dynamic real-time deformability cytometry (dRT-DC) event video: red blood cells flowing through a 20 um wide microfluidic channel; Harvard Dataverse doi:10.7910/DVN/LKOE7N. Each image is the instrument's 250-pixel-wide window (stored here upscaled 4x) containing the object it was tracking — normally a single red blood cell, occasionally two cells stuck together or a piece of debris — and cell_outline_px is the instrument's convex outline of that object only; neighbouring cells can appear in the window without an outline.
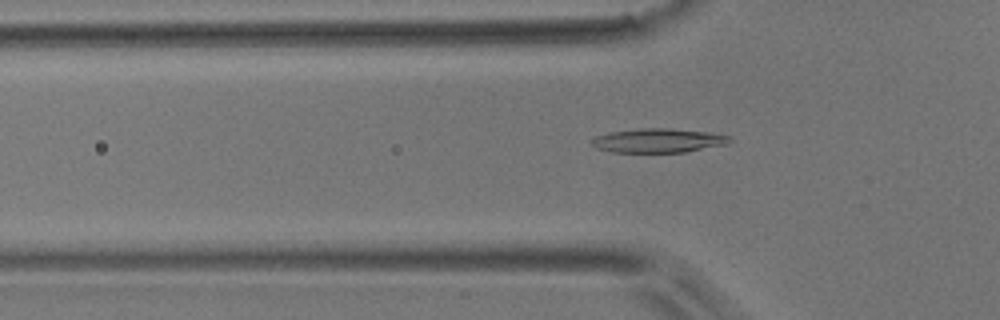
{"species": "common noctule bat (a hibernating species)", "species_latin": "Nyctalus noctula", "temperature_condition": "room temperature", "stored_images_in_passage": 53, "camera_frame_rate_fps": 3000, "um_per_image_px": 0.085, "animal": {"sex": "male", "body_mass_g": 17.9}, "frame": {"image": 1, "passage_image": 16, "time_ms": 5.0, "image_size_px": [1000, 320], "cell_outline_px": [[732, 140], [728, 144], [684, 152], [612, 152], [596, 148], [592, 144], [592, 140], [596, 136], [612, 132], [640, 128], [664, 128], [704, 132], [732, 136]], "centroid_in_image_um": [55.97, 11.95], "position_along_channel_um": 69.8, "area_um2": 19.13}}
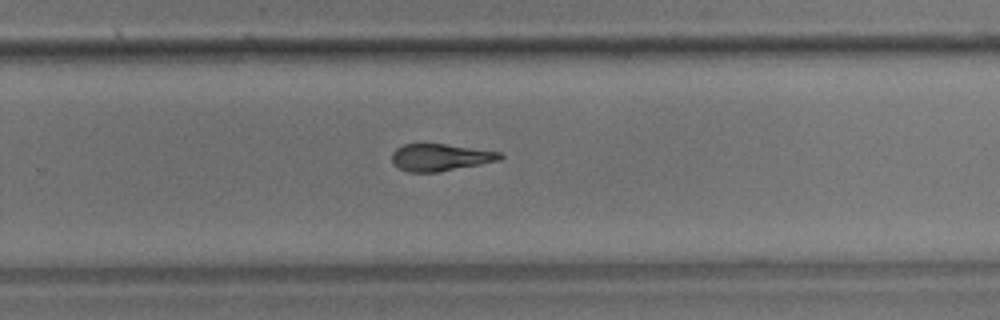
{"frame": {"image": 2, "passage_image": 34, "time_ms": 11.0, "image_size_px": [1000, 320], "cell_outline_px": [[504, 156], [500, 160], [440, 172], [408, 172], [392, 164], [392, 152], [396, 148], [404, 144], [444, 144], [504, 152]], "centroid_in_image_um": [37.44, 13.38], "position_along_channel_um": 292.4, "area_um2": 17.17}}
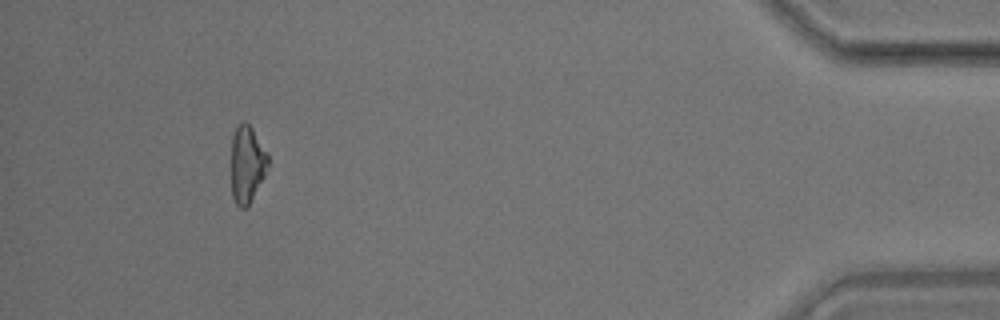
{"frame": {"image": 3, "passage_image": 49, "time_ms": 16.0, "image_size_px": [1000, 320], "cell_outline_px": [[268, 164], [264, 176], [248, 204], [244, 208], [240, 208], [236, 204], [232, 196], [232, 136], [236, 124], [240, 120], [248, 120], [268, 152]], "centroid_in_image_um": [20.99, 13.84], "position_along_channel_um": 414.2, "area_um2": 16.7}, "authors_computed_cell_mechanics": {"area_um2": 17.918, "velocity_mm_per_s": 3.699, "shape_relaxation_time_tau1_ms": 6.4591, "shape_relaxation_time_tau2_ms": 1.8227, "deformation_change_tau1": 0.1694, "deformation_change_tau2": 0.0903}}